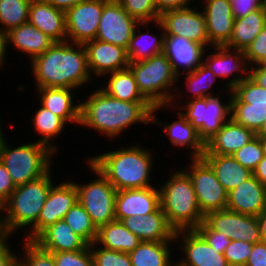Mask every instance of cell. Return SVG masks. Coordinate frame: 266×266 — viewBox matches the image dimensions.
Segmentation results:
<instances>
[{
    "mask_svg": "<svg viewBox=\"0 0 266 266\" xmlns=\"http://www.w3.org/2000/svg\"><path fill=\"white\" fill-rule=\"evenodd\" d=\"M89 95L85 101L80 102V126L98 131L108 140H116L133 124L152 123L153 106L149 102L122 101L108 95L101 88Z\"/></svg>",
    "mask_w": 266,
    "mask_h": 266,
    "instance_id": "1",
    "label": "cell"
},
{
    "mask_svg": "<svg viewBox=\"0 0 266 266\" xmlns=\"http://www.w3.org/2000/svg\"><path fill=\"white\" fill-rule=\"evenodd\" d=\"M30 63L36 88L80 90L89 81H94L88 69L85 47L80 43L54 42L47 51L34 57Z\"/></svg>",
    "mask_w": 266,
    "mask_h": 266,
    "instance_id": "2",
    "label": "cell"
},
{
    "mask_svg": "<svg viewBox=\"0 0 266 266\" xmlns=\"http://www.w3.org/2000/svg\"><path fill=\"white\" fill-rule=\"evenodd\" d=\"M110 151L88 157L87 160L117 191L152 186L151 171L155 158L152 150L145 149L141 145H132Z\"/></svg>",
    "mask_w": 266,
    "mask_h": 266,
    "instance_id": "3",
    "label": "cell"
},
{
    "mask_svg": "<svg viewBox=\"0 0 266 266\" xmlns=\"http://www.w3.org/2000/svg\"><path fill=\"white\" fill-rule=\"evenodd\" d=\"M159 187L161 209L175 231L196 229L204 221L192 180L184 169L172 173Z\"/></svg>",
    "mask_w": 266,
    "mask_h": 266,
    "instance_id": "4",
    "label": "cell"
},
{
    "mask_svg": "<svg viewBox=\"0 0 266 266\" xmlns=\"http://www.w3.org/2000/svg\"><path fill=\"white\" fill-rule=\"evenodd\" d=\"M128 68L135 77L140 93L152 106L170 105L177 101L180 93H184L179 91L180 88L175 87L179 78L164 53L129 62ZM173 87L176 89L173 90ZM172 90L178 95L171 92Z\"/></svg>",
    "mask_w": 266,
    "mask_h": 266,
    "instance_id": "5",
    "label": "cell"
},
{
    "mask_svg": "<svg viewBox=\"0 0 266 266\" xmlns=\"http://www.w3.org/2000/svg\"><path fill=\"white\" fill-rule=\"evenodd\" d=\"M51 170L39 179L16 186L4 202L5 226L8 237L25 227L30 230L38 220L51 186ZM29 227V228H28Z\"/></svg>",
    "mask_w": 266,
    "mask_h": 266,
    "instance_id": "6",
    "label": "cell"
},
{
    "mask_svg": "<svg viewBox=\"0 0 266 266\" xmlns=\"http://www.w3.org/2000/svg\"><path fill=\"white\" fill-rule=\"evenodd\" d=\"M55 152L48 146L31 142L11 147L5 139L0 149V161L6 167L15 186L41 178L52 168Z\"/></svg>",
    "mask_w": 266,
    "mask_h": 266,
    "instance_id": "7",
    "label": "cell"
},
{
    "mask_svg": "<svg viewBox=\"0 0 266 266\" xmlns=\"http://www.w3.org/2000/svg\"><path fill=\"white\" fill-rule=\"evenodd\" d=\"M227 102L220 100L221 96H209L206 98L185 101V105L170 103L167 107L180 109L182 114L197 129L200 139L204 144L212 138L222 125L231 119L232 90L227 91ZM231 94V95H230ZM179 106V107H178ZM185 109V111H183Z\"/></svg>",
    "mask_w": 266,
    "mask_h": 266,
    "instance_id": "8",
    "label": "cell"
},
{
    "mask_svg": "<svg viewBox=\"0 0 266 266\" xmlns=\"http://www.w3.org/2000/svg\"><path fill=\"white\" fill-rule=\"evenodd\" d=\"M87 165L96 179L86 184L75 182L78 202L84 207L92 223L98 229L115 220V197L117 190L88 160Z\"/></svg>",
    "mask_w": 266,
    "mask_h": 266,
    "instance_id": "9",
    "label": "cell"
},
{
    "mask_svg": "<svg viewBox=\"0 0 266 266\" xmlns=\"http://www.w3.org/2000/svg\"><path fill=\"white\" fill-rule=\"evenodd\" d=\"M231 119L255 133L266 121V88L251 76L232 89Z\"/></svg>",
    "mask_w": 266,
    "mask_h": 266,
    "instance_id": "10",
    "label": "cell"
},
{
    "mask_svg": "<svg viewBox=\"0 0 266 266\" xmlns=\"http://www.w3.org/2000/svg\"><path fill=\"white\" fill-rule=\"evenodd\" d=\"M189 170L201 212L227 209L228 192L220 184L212 167L203 158H190Z\"/></svg>",
    "mask_w": 266,
    "mask_h": 266,
    "instance_id": "11",
    "label": "cell"
},
{
    "mask_svg": "<svg viewBox=\"0 0 266 266\" xmlns=\"http://www.w3.org/2000/svg\"><path fill=\"white\" fill-rule=\"evenodd\" d=\"M78 202V192L74 181L51 186L37 223L25 230V240H34L44 229L64 219L65 214ZM27 232V233H26Z\"/></svg>",
    "mask_w": 266,
    "mask_h": 266,
    "instance_id": "12",
    "label": "cell"
},
{
    "mask_svg": "<svg viewBox=\"0 0 266 266\" xmlns=\"http://www.w3.org/2000/svg\"><path fill=\"white\" fill-rule=\"evenodd\" d=\"M204 222L215 232L223 233L234 241L255 244L261 241L257 216L240 214L229 209L210 211Z\"/></svg>",
    "mask_w": 266,
    "mask_h": 266,
    "instance_id": "13",
    "label": "cell"
},
{
    "mask_svg": "<svg viewBox=\"0 0 266 266\" xmlns=\"http://www.w3.org/2000/svg\"><path fill=\"white\" fill-rule=\"evenodd\" d=\"M108 0H87L65 12L67 41L84 44L96 39L99 21Z\"/></svg>",
    "mask_w": 266,
    "mask_h": 266,
    "instance_id": "14",
    "label": "cell"
},
{
    "mask_svg": "<svg viewBox=\"0 0 266 266\" xmlns=\"http://www.w3.org/2000/svg\"><path fill=\"white\" fill-rule=\"evenodd\" d=\"M139 23L123 9L117 0H108L104 4L96 39L127 49Z\"/></svg>",
    "mask_w": 266,
    "mask_h": 266,
    "instance_id": "15",
    "label": "cell"
},
{
    "mask_svg": "<svg viewBox=\"0 0 266 266\" xmlns=\"http://www.w3.org/2000/svg\"><path fill=\"white\" fill-rule=\"evenodd\" d=\"M195 7L169 10L162 13L159 21L165 35H178L205 47H209V39L204 14Z\"/></svg>",
    "mask_w": 266,
    "mask_h": 266,
    "instance_id": "16",
    "label": "cell"
},
{
    "mask_svg": "<svg viewBox=\"0 0 266 266\" xmlns=\"http://www.w3.org/2000/svg\"><path fill=\"white\" fill-rule=\"evenodd\" d=\"M211 49L215 52L208 54L206 49L205 52L207 53L206 58L203 59V64L215 74L217 79L218 77L224 80L228 78L229 81L225 84V89L232 90L250 76V66L243 50L231 49L226 46H213ZM234 73L237 76H234Z\"/></svg>",
    "mask_w": 266,
    "mask_h": 266,
    "instance_id": "17",
    "label": "cell"
},
{
    "mask_svg": "<svg viewBox=\"0 0 266 266\" xmlns=\"http://www.w3.org/2000/svg\"><path fill=\"white\" fill-rule=\"evenodd\" d=\"M83 45L92 77H103L108 73L127 69L129 66L126 49L121 46L97 39L87 41Z\"/></svg>",
    "mask_w": 266,
    "mask_h": 266,
    "instance_id": "18",
    "label": "cell"
},
{
    "mask_svg": "<svg viewBox=\"0 0 266 266\" xmlns=\"http://www.w3.org/2000/svg\"><path fill=\"white\" fill-rule=\"evenodd\" d=\"M174 240L181 242L185 257L178 263L183 266H229L224 255L216 253L195 229L176 231Z\"/></svg>",
    "mask_w": 266,
    "mask_h": 266,
    "instance_id": "19",
    "label": "cell"
},
{
    "mask_svg": "<svg viewBox=\"0 0 266 266\" xmlns=\"http://www.w3.org/2000/svg\"><path fill=\"white\" fill-rule=\"evenodd\" d=\"M160 207L159 187L119 190L115 197V220L150 214Z\"/></svg>",
    "mask_w": 266,
    "mask_h": 266,
    "instance_id": "20",
    "label": "cell"
},
{
    "mask_svg": "<svg viewBox=\"0 0 266 266\" xmlns=\"http://www.w3.org/2000/svg\"><path fill=\"white\" fill-rule=\"evenodd\" d=\"M206 49L204 45L182 36L165 35L164 37L163 53L179 78L182 74L192 72L203 63Z\"/></svg>",
    "mask_w": 266,
    "mask_h": 266,
    "instance_id": "21",
    "label": "cell"
},
{
    "mask_svg": "<svg viewBox=\"0 0 266 266\" xmlns=\"http://www.w3.org/2000/svg\"><path fill=\"white\" fill-rule=\"evenodd\" d=\"M209 48L226 46L232 35L235 18L230 0H203Z\"/></svg>",
    "mask_w": 266,
    "mask_h": 266,
    "instance_id": "22",
    "label": "cell"
},
{
    "mask_svg": "<svg viewBox=\"0 0 266 266\" xmlns=\"http://www.w3.org/2000/svg\"><path fill=\"white\" fill-rule=\"evenodd\" d=\"M121 222L140 241L175 243L176 231L169 225L161 207L150 214L123 218Z\"/></svg>",
    "mask_w": 266,
    "mask_h": 266,
    "instance_id": "23",
    "label": "cell"
},
{
    "mask_svg": "<svg viewBox=\"0 0 266 266\" xmlns=\"http://www.w3.org/2000/svg\"><path fill=\"white\" fill-rule=\"evenodd\" d=\"M227 209L258 216L266 209V186L252 175L228 193Z\"/></svg>",
    "mask_w": 266,
    "mask_h": 266,
    "instance_id": "24",
    "label": "cell"
},
{
    "mask_svg": "<svg viewBox=\"0 0 266 266\" xmlns=\"http://www.w3.org/2000/svg\"><path fill=\"white\" fill-rule=\"evenodd\" d=\"M167 107V105H157L153 106L152 109V123L162 125L164 131L169 136L170 142L174 147H187L192 149L190 158H202L205 153V144L200 139L197 129L186 119V117L180 112L179 109H176L177 120H174L172 123H162L158 121L155 113L158 112L161 108Z\"/></svg>",
    "mask_w": 266,
    "mask_h": 266,
    "instance_id": "25",
    "label": "cell"
},
{
    "mask_svg": "<svg viewBox=\"0 0 266 266\" xmlns=\"http://www.w3.org/2000/svg\"><path fill=\"white\" fill-rule=\"evenodd\" d=\"M28 22L55 42L67 41L65 12L46 0L31 1Z\"/></svg>",
    "mask_w": 266,
    "mask_h": 266,
    "instance_id": "26",
    "label": "cell"
},
{
    "mask_svg": "<svg viewBox=\"0 0 266 266\" xmlns=\"http://www.w3.org/2000/svg\"><path fill=\"white\" fill-rule=\"evenodd\" d=\"M255 137L254 131L230 119L205 143L204 154L233 155Z\"/></svg>",
    "mask_w": 266,
    "mask_h": 266,
    "instance_id": "27",
    "label": "cell"
},
{
    "mask_svg": "<svg viewBox=\"0 0 266 266\" xmlns=\"http://www.w3.org/2000/svg\"><path fill=\"white\" fill-rule=\"evenodd\" d=\"M40 96L42 107L59 116L66 124L80 125L81 104L74 103V89L69 88H35ZM69 122V123H68Z\"/></svg>",
    "mask_w": 266,
    "mask_h": 266,
    "instance_id": "28",
    "label": "cell"
},
{
    "mask_svg": "<svg viewBox=\"0 0 266 266\" xmlns=\"http://www.w3.org/2000/svg\"><path fill=\"white\" fill-rule=\"evenodd\" d=\"M33 241L52 253L78 251L88 246L63 219L48 226Z\"/></svg>",
    "mask_w": 266,
    "mask_h": 266,
    "instance_id": "29",
    "label": "cell"
},
{
    "mask_svg": "<svg viewBox=\"0 0 266 266\" xmlns=\"http://www.w3.org/2000/svg\"><path fill=\"white\" fill-rule=\"evenodd\" d=\"M6 34L7 43L13 45L21 53L27 54L30 61L47 51L55 42L29 22L11 29Z\"/></svg>",
    "mask_w": 266,
    "mask_h": 266,
    "instance_id": "30",
    "label": "cell"
},
{
    "mask_svg": "<svg viewBox=\"0 0 266 266\" xmlns=\"http://www.w3.org/2000/svg\"><path fill=\"white\" fill-rule=\"evenodd\" d=\"M202 158L212 167L216 178L228 193L253 175L233 155L203 154Z\"/></svg>",
    "mask_w": 266,
    "mask_h": 266,
    "instance_id": "31",
    "label": "cell"
},
{
    "mask_svg": "<svg viewBox=\"0 0 266 266\" xmlns=\"http://www.w3.org/2000/svg\"><path fill=\"white\" fill-rule=\"evenodd\" d=\"M153 23V24H152ZM149 24H155V27L158 26L161 30L160 36L154 34H149V32L144 33L139 29L144 26L148 27ZM148 25V26H147ZM138 28V29H137ZM141 32V33H140ZM164 29L159 20L154 22H140L135 28L134 34L129 42V45L126 49L129 62H136L143 59H148L154 55L163 53L164 50ZM147 42V43H146Z\"/></svg>",
    "mask_w": 266,
    "mask_h": 266,
    "instance_id": "32",
    "label": "cell"
},
{
    "mask_svg": "<svg viewBox=\"0 0 266 266\" xmlns=\"http://www.w3.org/2000/svg\"><path fill=\"white\" fill-rule=\"evenodd\" d=\"M140 242V239L119 220H113L99 227L95 240V243L102 248L124 253L136 249Z\"/></svg>",
    "mask_w": 266,
    "mask_h": 266,
    "instance_id": "33",
    "label": "cell"
},
{
    "mask_svg": "<svg viewBox=\"0 0 266 266\" xmlns=\"http://www.w3.org/2000/svg\"><path fill=\"white\" fill-rule=\"evenodd\" d=\"M265 23L266 12L262 8L243 18L235 19L232 35L226 47L244 51L262 31Z\"/></svg>",
    "mask_w": 266,
    "mask_h": 266,
    "instance_id": "34",
    "label": "cell"
},
{
    "mask_svg": "<svg viewBox=\"0 0 266 266\" xmlns=\"http://www.w3.org/2000/svg\"><path fill=\"white\" fill-rule=\"evenodd\" d=\"M171 242L141 241L129 253L132 266H172Z\"/></svg>",
    "mask_w": 266,
    "mask_h": 266,
    "instance_id": "35",
    "label": "cell"
},
{
    "mask_svg": "<svg viewBox=\"0 0 266 266\" xmlns=\"http://www.w3.org/2000/svg\"><path fill=\"white\" fill-rule=\"evenodd\" d=\"M108 74L110 76L106 86L101 87L108 95L127 102H148L140 93L135 77L129 68Z\"/></svg>",
    "mask_w": 266,
    "mask_h": 266,
    "instance_id": "36",
    "label": "cell"
},
{
    "mask_svg": "<svg viewBox=\"0 0 266 266\" xmlns=\"http://www.w3.org/2000/svg\"><path fill=\"white\" fill-rule=\"evenodd\" d=\"M31 121L34 124V132L42 136L36 142L48 146L55 153L58 152V145H54L53 142L57 139L56 136L63 132L67 124L59 116L42 106L38 108Z\"/></svg>",
    "mask_w": 266,
    "mask_h": 266,
    "instance_id": "37",
    "label": "cell"
},
{
    "mask_svg": "<svg viewBox=\"0 0 266 266\" xmlns=\"http://www.w3.org/2000/svg\"><path fill=\"white\" fill-rule=\"evenodd\" d=\"M32 0H0V31L9 32L28 22L29 7Z\"/></svg>",
    "mask_w": 266,
    "mask_h": 266,
    "instance_id": "38",
    "label": "cell"
},
{
    "mask_svg": "<svg viewBox=\"0 0 266 266\" xmlns=\"http://www.w3.org/2000/svg\"><path fill=\"white\" fill-rule=\"evenodd\" d=\"M184 85L187 87V92L192 93V97L189 100L206 98L209 96H215L212 93L211 88H214L216 76L215 74L203 63L195 70L189 73H185ZM209 91V92H208Z\"/></svg>",
    "mask_w": 266,
    "mask_h": 266,
    "instance_id": "39",
    "label": "cell"
},
{
    "mask_svg": "<svg viewBox=\"0 0 266 266\" xmlns=\"http://www.w3.org/2000/svg\"><path fill=\"white\" fill-rule=\"evenodd\" d=\"M63 220L88 245L95 242L98 229L92 223L90 216L79 202L71 207L65 214Z\"/></svg>",
    "mask_w": 266,
    "mask_h": 266,
    "instance_id": "40",
    "label": "cell"
},
{
    "mask_svg": "<svg viewBox=\"0 0 266 266\" xmlns=\"http://www.w3.org/2000/svg\"><path fill=\"white\" fill-rule=\"evenodd\" d=\"M23 240L22 253L25 254L15 258L19 266H56L52 252L44 250L33 240Z\"/></svg>",
    "mask_w": 266,
    "mask_h": 266,
    "instance_id": "41",
    "label": "cell"
},
{
    "mask_svg": "<svg viewBox=\"0 0 266 266\" xmlns=\"http://www.w3.org/2000/svg\"><path fill=\"white\" fill-rule=\"evenodd\" d=\"M123 9L139 22L159 20L154 0H117Z\"/></svg>",
    "mask_w": 266,
    "mask_h": 266,
    "instance_id": "42",
    "label": "cell"
},
{
    "mask_svg": "<svg viewBox=\"0 0 266 266\" xmlns=\"http://www.w3.org/2000/svg\"><path fill=\"white\" fill-rule=\"evenodd\" d=\"M93 266H132L129 253L108 250L95 242L89 245Z\"/></svg>",
    "mask_w": 266,
    "mask_h": 266,
    "instance_id": "43",
    "label": "cell"
},
{
    "mask_svg": "<svg viewBox=\"0 0 266 266\" xmlns=\"http://www.w3.org/2000/svg\"><path fill=\"white\" fill-rule=\"evenodd\" d=\"M264 156V148L259 137H255L241 149L237 150L233 157L252 172L257 168Z\"/></svg>",
    "mask_w": 266,
    "mask_h": 266,
    "instance_id": "44",
    "label": "cell"
},
{
    "mask_svg": "<svg viewBox=\"0 0 266 266\" xmlns=\"http://www.w3.org/2000/svg\"><path fill=\"white\" fill-rule=\"evenodd\" d=\"M56 266H93L89 245L78 251L52 253Z\"/></svg>",
    "mask_w": 266,
    "mask_h": 266,
    "instance_id": "45",
    "label": "cell"
},
{
    "mask_svg": "<svg viewBox=\"0 0 266 266\" xmlns=\"http://www.w3.org/2000/svg\"><path fill=\"white\" fill-rule=\"evenodd\" d=\"M252 243L231 240L223 255L229 266H245L253 248Z\"/></svg>",
    "mask_w": 266,
    "mask_h": 266,
    "instance_id": "46",
    "label": "cell"
},
{
    "mask_svg": "<svg viewBox=\"0 0 266 266\" xmlns=\"http://www.w3.org/2000/svg\"><path fill=\"white\" fill-rule=\"evenodd\" d=\"M244 55L250 67L261 65L266 60V23L258 36L244 49Z\"/></svg>",
    "mask_w": 266,
    "mask_h": 266,
    "instance_id": "47",
    "label": "cell"
},
{
    "mask_svg": "<svg viewBox=\"0 0 266 266\" xmlns=\"http://www.w3.org/2000/svg\"><path fill=\"white\" fill-rule=\"evenodd\" d=\"M216 253H224L231 239L223 233L213 231L204 221L195 229Z\"/></svg>",
    "mask_w": 266,
    "mask_h": 266,
    "instance_id": "48",
    "label": "cell"
},
{
    "mask_svg": "<svg viewBox=\"0 0 266 266\" xmlns=\"http://www.w3.org/2000/svg\"><path fill=\"white\" fill-rule=\"evenodd\" d=\"M232 14L235 19L243 18L261 8L260 0H230Z\"/></svg>",
    "mask_w": 266,
    "mask_h": 266,
    "instance_id": "49",
    "label": "cell"
},
{
    "mask_svg": "<svg viewBox=\"0 0 266 266\" xmlns=\"http://www.w3.org/2000/svg\"><path fill=\"white\" fill-rule=\"evenodd\" d=\"M16 189L6 167L0 161V200L4 203Z\"/></svg>",
    "mask_w": 266,
    "mask_h": 266,
    "instance_id": "50",
    "label": "cell"
},
{
    "mask_svg": "<svg viewBox=\"0 0 266 266\" xmlns=\"http://www.w3.org/2000/svg\"><path fill=\"white\" fill-rule=\"evenodd\" d=\"M245 266H266V241H260L253 245Z\"/></svg>",
    "mask_w": 266,
    "mask_h": 266,
    "instance_id": "51",
    "label": "cell"
},
{
    "mask_svg": "<svg viewBox=\"0 0 266 266\" xmlns=\"http://www.w3.org/2000/svg\"><path fill=\"white\" fill-rule=\"evenodd\" d=\"M192 1L194 0H154L159 15L169 10L189 8Z\"/></svg>",
    "mask_w": 266,
    "mask_h": 266,
    "instance_id": "52",
    "label": "cell"
},
{
    "mask_svg": "<svg viewBox=\"0 0 266 266\" xmlns=\"http://www.w3.org/2000/svg\"><path fill=\"white\" fill-rule=\"evenodd\" d=\"M9 242L6 240L0 246V266H13L15 263L16 253L8 245ZM10 247V248H9Z\"/></svg>",
    "mask_w": 266,
    "mask_h": 266,
    "instance_id": "53",
    "label": "cell"
},
{
    "mask_svg": "<svg viewBox=\"0 0 266 266\" xmlns=\"http://www.w3.org/2000/svg\"><path fill=\"white\" fill-rule=\"evenodd\" d=\"M250 76L260 86L266 88V68L262 64L250 67Z\"/></svg>",
    "mask_w": 266,
    "mask_h": 266,
    "instance_id": "54",
    "label": "cell"
},
{
    "mask_svg": "<svg viewBox=\"0 0 266 266\" xmlns=\"http://www.w3.org/2000/svg\"><path fill=\"white\" fill-rule=\"evenodd\" d=\"M53 7L66 12L69 8L87 0H46Z\"/></svg>",
    "mask_w": 266,
    "mask_h": 266,
    "instance_id": "55",
    "label": "cell"
},
{
    "mask_svg": "<svg viewBox=\"0 0 266 266\" xmlns=\"http://www.w3.org/2000/svg\"><path fill=\"white\" fill-rule=\"evenodd\" d=\"M253 175L266 186V155L258 164L257 168L253 171Z\"/></svg>",
    "mask_w": 266,
    "mask_h": 266,
    "instance_id": "56",
    "label": "cell"
},
{
    "mask_svg": "<svg viewBox=\"0 0 266 266\" xmlns=\"http://www.w3.org/2000/svg\"><path fill=\"white\" fill-rule=\"evenodd\" d=\"M8 46L10 45L7 43V34L0 31V68L1 69H3L2 66H4V63H5L4 60H5V57L7 56L6 53H7Z\"/></svg>",
    "mask_w": 266,
    "mask_h": 266,
    "instance_id": "57",
    "label": "cell"
},
{
    "mask_svg": "<svg viewBox=\"0 0 266 266\" xmlns=\"http://www.w3.org/2000/svg\"><path fill=\"white\" fill-rule=\"evenodd\" d=\"M257 221L261 233V241H266V209L257 216Z\"/></svg>",
    "mask_w": 266,
    "mask_h": 266,
    "instance_id": "58",
    "label": "cell"
},
{
    "mask_svg": "<svg viewBox=\"0 0 266 266\" xmlns=\"http://www.w3.org/2000/svg\"><path fill=\"white\" fill-rule=\"evenodd\" d=\"M9 240L10 238L8 237V233L6 230V226H0V246L6 241Z\"/></svg>",
    "mask_w": 266,
    "mask_h": 266,
    "instance_id": "59",
    "label": "cell"
},
{
    "mask_svg": "<svg viewBox=\"0 0 266 266\" xmlns=\"http://www.w3.org/2000/svg\"><path fill=\"white\" fill-rule=\"evenodd\" d=\"M2 212H4V203L0 200V226H5V216Z\"/></svg>",
    "mask_w": 266,
    "mask_h": 266,
    "instance_id": "60",
    "label": "cell"
},
{
    "mask_svg": "<svg viewBox=\"0 0 266 266\" xmlns=\"http://www.w3.org/2000/svg\"><path fill=\"white\" fill-rule=\"evenodd\" d=\"M257 137H266V121L263 123L262 127L256 133Z\"/></svg>",
    "mask_w": 266,
    "mask_h": 266,
    "instance_id": "61",
    "label": "cell"
},
{
    "mask_svg": "<svg viewBox=\"0 0 266 266\" xmlns=\"http://www.w3.org/2000/svg\"><path fill=\"white\" fill-rule=\"evenodd\" d=\"M2 129L3 128H2L1 123H0V149L2 148V145H3V143H4L5 139H6V138H4L5 136H3L4 134H3Z\"/></svg>",
    "mask_w": 266,
    "mask_h": 266,
    "instance_id": "62",
    "label": "cell"
},
{
    "mask_svg": "<svg viewBox=\"0 0 266 266\" xmlns=\"http://www.w3.org/2000/svg\"><path fill=\"white\" fill-rule=\"evenodd\" d=\"M261 139L263 148H264V155H266V137H259Z\"/></svg>",
    "mask_w": 266,
    "mask_h": 266,
    "instance_id": "63",
    "label": "cell"
},
{
    "mask_svg": "<svg viewBox=\"0 0 266 266\" xmlns=\"http://www.w3.org/2000/svg\"><path fill=\"white\" fill-rule=\"evenodd\" d=\"M261 8L266 12V0L261 1Z\"/></svg>",
    "mask_w": 266,
    "mask_h": 266,
    "instance_id": "64",
    "label": "cell"
},
{
    "mask_svg": "<svg viewBox=\"0 0 266 266\" xmlns=\"http://www.w3.org/2000/svg\"><path fill=\"white\" fill-rule=\"evenodd\" d=\"M172 266H183L180 263H178V261L176 263L173 262Z\"/></svg>",
    "mask_w": 266,
    "mask_h": 266,
    "instance_id": "65",
    "label": "cell"
},
{
    "mask_svg": "<svg viewBox=\"0 0 266 266\" xmlns=\"http://www.w3.org/2000/svg\"><path fill=\"white\" fill-rule=\"evenodd\" d=\"M262 65L266 68V60L262 63Z\"/></svg>",
    "mask_w": 266,
    "mask_h": 266,
    "instance_id": "66",
    "label": "cell"
}]
</instances>
